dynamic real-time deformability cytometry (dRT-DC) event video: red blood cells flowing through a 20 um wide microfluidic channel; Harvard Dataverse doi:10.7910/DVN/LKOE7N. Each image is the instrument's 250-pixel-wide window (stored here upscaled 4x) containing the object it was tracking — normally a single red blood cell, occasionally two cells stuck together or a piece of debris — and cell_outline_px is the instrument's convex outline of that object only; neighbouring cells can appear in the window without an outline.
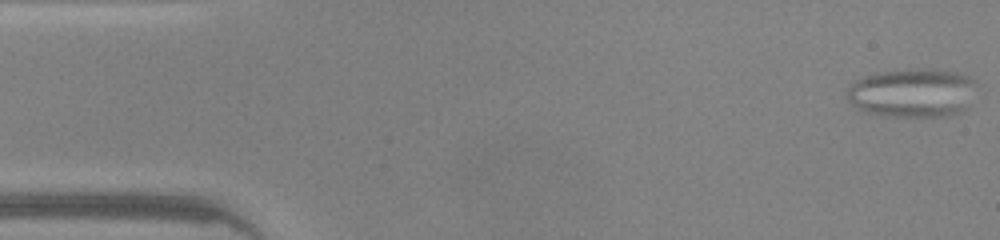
{"species": "common noctule bat (a hibernating species)", "species_latin": "Nyctalus noctula", "temperature_condition": "warm", "stored_images_in_passage": 48, "camera_frame_rate_fps": 3000, "um_per_image_px": 0.085, "animal": {"sex": "male", "body_mass_g": 20.0, "forearm_length_mm": 53.3}, "frame": {"image": 1, "passage_image": 1, "time_ms": 0.0, "image_size_px": [1000, 240], "cell_outline_px": [[968, 80], [960, 108], [956, 112], [940, 116], [896, 116], [868, 112], [860, 108], [848, 96], [848, 88], [856, 80], [868, 76], [884, 72], [956, 72], [968, 76]], "centroid_in_image_um": [77.35, 7.93], "position_along_channel_um": 7.7, "area_um2": 32.89}}
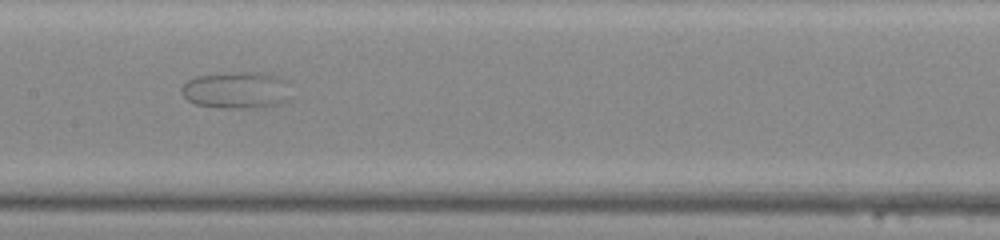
{"frame": {"image": 2, "passage_image": 23, "time_ms": 7.333, "image_size_px": [1000, 240], "cell_outline_px": [[288, 100], [280, 104], [244, 108], [220, 108], [196, 104], [188, 100], [184, 96], [180, 88], [188, 80], [196, 76], [240, 72], [264, 72], [280, 76], [288, 80]], "centroid_in_image_um": [20.13, 7.65], "position_along_channel_um": 187.3, "area_um2": 23.52}}
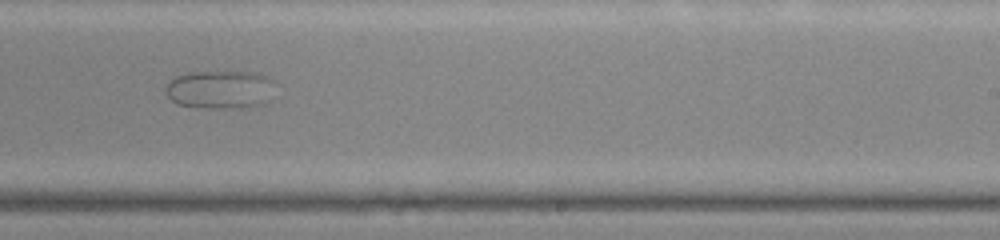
{"frame": {"image": 3, "passage_image": 29, "time_ms": 9.333, "image_size_px": [1000, 240], "cell_outline_px": [[268, 100], [264, 104], [228, 108], [176, 104], [168, 96], [168, 84], [176, 76], [188, 72], [256, 72], [264, 76], [268, 80]], "centroid_in_image_um": [18.64, 7.59], "position_along_channel_um": 270.4, "area_um2": 23.18}}